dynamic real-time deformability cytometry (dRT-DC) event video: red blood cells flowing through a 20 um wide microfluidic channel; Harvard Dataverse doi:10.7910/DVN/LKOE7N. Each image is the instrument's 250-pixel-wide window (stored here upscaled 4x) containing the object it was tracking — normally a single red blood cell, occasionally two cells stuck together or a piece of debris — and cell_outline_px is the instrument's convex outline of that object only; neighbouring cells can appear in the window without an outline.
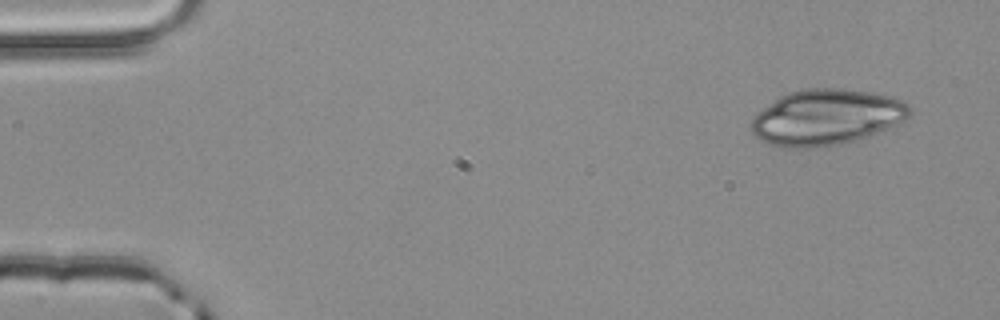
{"species": "common noctule bat (a hibernating species)", "species_latin": "Nyctalus noctula", "temperature_condition": "room temperature", "stored_images_in_passage": 4, "camera_frame_rate_fps": 3000, "um_per_image_px": 0.085, "animal": {"sex": "male", "body_mass_g": 20.4}, "frame": {"image": 1, "passage_image": 1, "time_ms": 0.0, "image_size_px": [1000, 320], "cell_outline_px": [[912, 112], [904, 120], [896, 124], [856, 140], [840, 144], [816, 148], [784, 148], [760, 140], [752, 132], [752, 116], [780, 96], [788, 92], [808, 88], [844, 88], [868, 92], [888, 96], [904, 100], [908, 104]], "centroid_in_image_um": [70.22, 9.96], "position_along_channel_um": 14.8, "area_um2": 51.33}}